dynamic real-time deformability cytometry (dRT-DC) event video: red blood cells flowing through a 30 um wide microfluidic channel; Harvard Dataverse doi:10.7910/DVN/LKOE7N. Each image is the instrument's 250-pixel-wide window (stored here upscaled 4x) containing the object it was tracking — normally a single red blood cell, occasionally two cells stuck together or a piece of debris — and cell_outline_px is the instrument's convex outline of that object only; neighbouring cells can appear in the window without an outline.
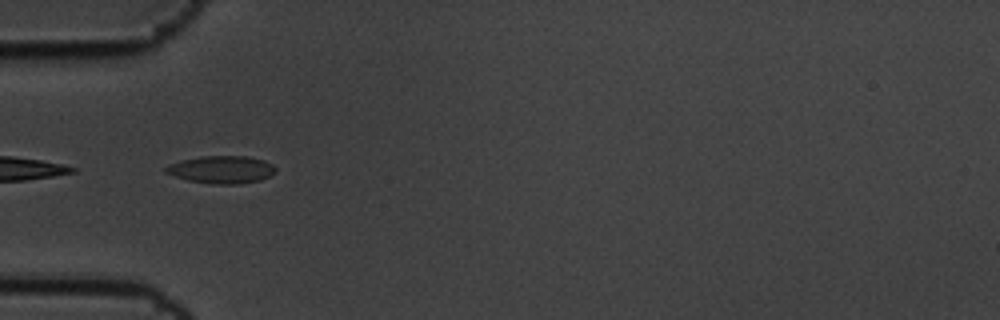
{"species": "common noctule bat (a hibernating species)", "species_latin": "Nyctalus noctula", "temperature_condition": "cold", "stored_images_in_passage": 6, "camera_frame_rate_fps": 3000, "um_per_image_px": 0.085, "animal": {"sex": "male", "body_mass_g": 19.5, "forearm_length_mm": 54.6}, "frame": {"image": 1, "passage_image": 1, "time_ms": 0.0, "image_size_px": [1000, 320], "cell_outline_px": [[276, 172], [260, 180], [236, 184], [212, 184], [188, 180], [164, 172], [164, 168], [168, 164], [180, 160], [200, 156], [248, 156], [264, 160], [272, 164], [276, 168]], "centroid_in_image_um": [18.81, 14.4], "position_along_channel_um": 66.2, "area_um2": 17.69}}
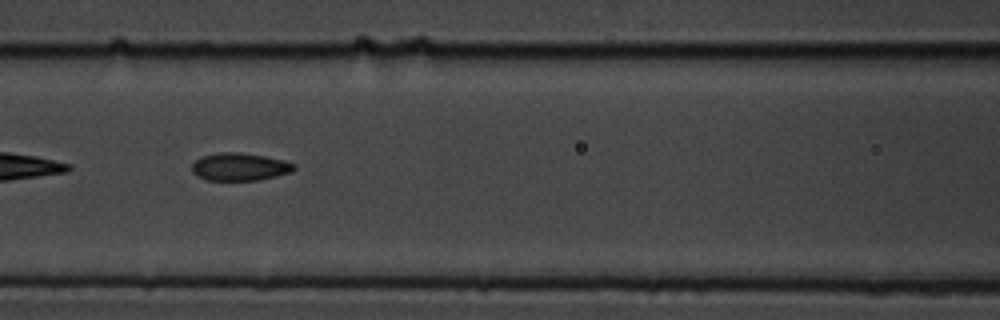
{"frame": {"image": 2, "passage_image": 3, "time_ms": 0.667, "image_size_px": [1000, 320], "cell_outline_px": [[296, 168], [292, 172], [276, 176], [256, 180], [208, 180], [196, 176], [192, 172], [192, 164], [200, 156], [220, 152], [240, 152], [264, 156], [284, 160], [296, 164]], "centroid_in_image_um": [20.37, 14.17], "position_along_channel_um": 146.2, "area_um2": 16.59}}
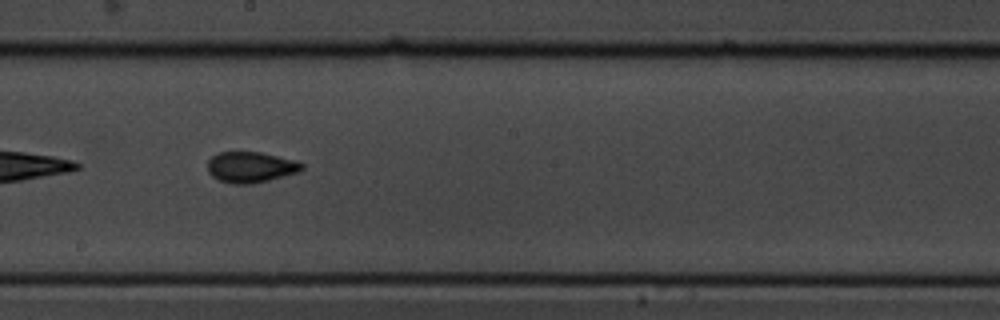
{"frame": {"image": 3, "passage_image": 5, "time_ms": 1.333, "image_size_px": [1000, 320], "cell_outline_px": [[304, 168], [300, 172], [252, 184], [232, 184], [220, 180], [212, 176], [208, 172], [208, 160], [212, 156], [220, 152], [260, 152], [296, 160], [304, 164]], "centroid_in_image_um": [21.33, 14.21], "position_along_channel_um": 226.9, "area_um2": 16.99}}